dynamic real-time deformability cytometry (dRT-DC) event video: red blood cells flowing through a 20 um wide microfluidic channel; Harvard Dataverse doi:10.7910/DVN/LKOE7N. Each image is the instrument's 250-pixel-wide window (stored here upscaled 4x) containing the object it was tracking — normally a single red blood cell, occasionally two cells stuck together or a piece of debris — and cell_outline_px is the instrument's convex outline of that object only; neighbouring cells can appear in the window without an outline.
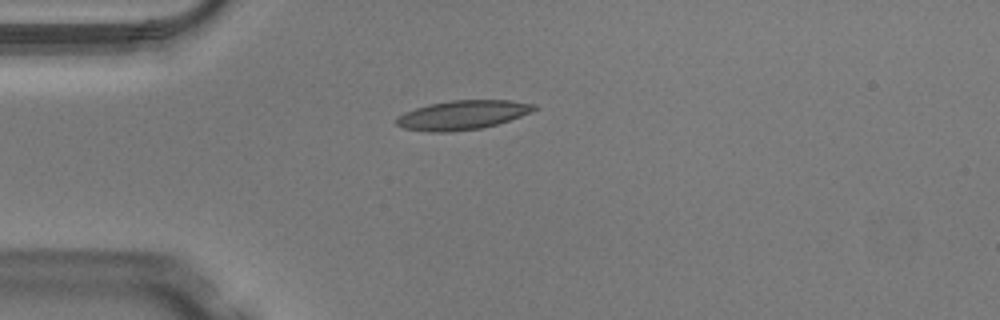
{"species": "Egyptian fruit bat (a non-hibernating species)", "species_latin": "Rousettus aegyptiacus", "temperature_condition": "warm", "stored_images_in_passage": 38, "camera_frame_rate_fps": 3000, "um_per_image_px": 0.085, "animal": {"sex": "male"}, "frame": {"image": 1, "passage_image": 2, "time_ms": 0.333, "image_size_px": [1000, 320], "cell_outline_px": [[536, 108], [532, 112], [496, 124], [480, 128], [448, 132], [432, 132], [404, 128], [396, 124], [396, 120], [404, 112], [416, 108], [432, 104], [452, 100], [508, 100], [536, 104]], "centroid_in_image_um": [39.32, 9.77], "position_along_channel_um": 45.7, "area_um2": 23.0}}
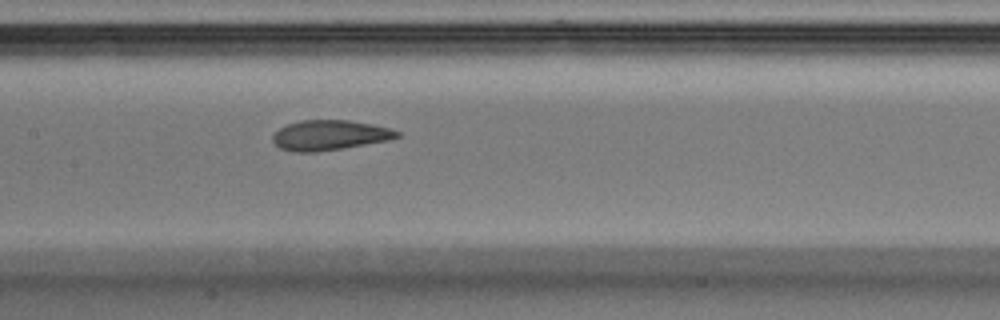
{"frame": {"image": 2, "passage_image": 13, "time_ms": 4.0, "image_size_px": [1000, 320], "cell_outline_px": [[400, 136], [388, 140], [344, 148], [316, 152], [292, 152], [280, 148], [272, 140], [272, 136], [280, 128], [288, 124], [300, 120], [348, 120], [372, 124], [392, 128], [400, 132]], "centroid_in_image_um": [28.03, 11.49], "position_along_channel_um": 179.4, "area_um2": 21.79}}
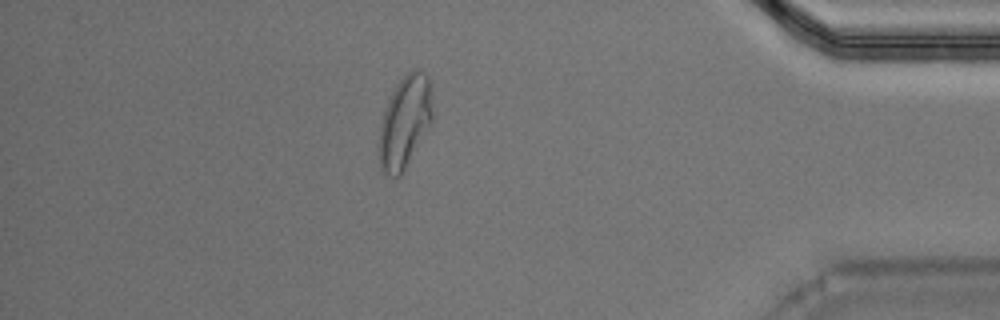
{"frame": {"image": 3, "passage_image": 32, "time_ms": 10.333, "image_size_px": [1000, 320], "cell_outline_px": [[432, 124], [400, 176], [388, 176], [380, 168], [376, 152], [380, 124], [384, 108], [396, 84], [408, 72], [416, 68], [420, 68], [428, 76], [432, 92]], "centroid_in_image_um": [34.39, 10.37], "position_along_channel_um": 400.8, "area_um2": 29.48}, "authors_computed_cell_mechanics": {"area_um2": 22.6287, "velocity_mm_per_s": 4.0974, "shape_relaxation_time_tau1_ms": 4.659, "shape_relaxation_time_tau2_ms": 1.5614, "deformation_change_tau1": 0.1709, "deformation_change_tau2": 0.0799}}